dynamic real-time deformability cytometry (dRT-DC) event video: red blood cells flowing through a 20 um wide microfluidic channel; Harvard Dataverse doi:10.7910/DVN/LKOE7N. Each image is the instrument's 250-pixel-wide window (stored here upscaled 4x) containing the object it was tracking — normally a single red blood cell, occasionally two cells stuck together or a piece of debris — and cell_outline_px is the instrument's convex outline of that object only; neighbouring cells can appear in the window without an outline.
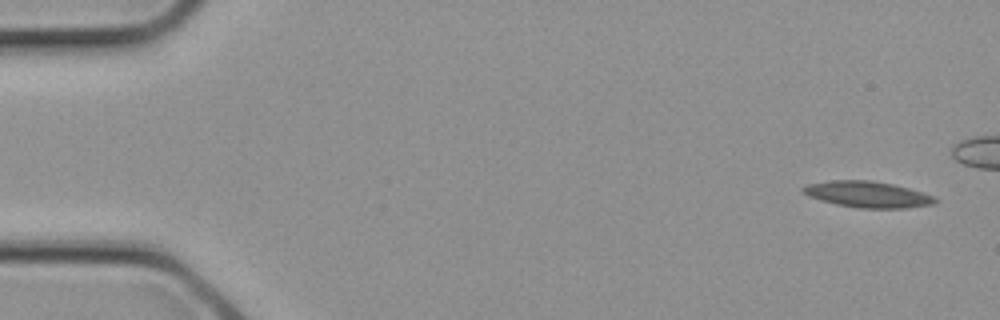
{"species": "common noctule bat (a hibernating species)", "species_latin": "Nyctalus noctula", "temperature_condition": "cold", "stored_images_in_passage": 3, "camera_frame_rate_fps": 3000, "um_per_image_px": 0.085, "animal": {"sex": "female", "body_mass_g": 21.9}, "frame": {"image": 1, "passage_image": 1, "time_ms": 0.0, "image_size_px": [1000, 320], "cell_outline_px": [[940, 200], [936, 204], [908, 208], [860, 208], [836, 204], [808, 196], [800, 188], [804, 184], [828, 180], [872, 180], [892, 184], [908, 188], [932, 196]], "centroid_in_image_um": [73.73, 16.52], "position_along_channel_um": 11.3, "area_um2": 20.23}}